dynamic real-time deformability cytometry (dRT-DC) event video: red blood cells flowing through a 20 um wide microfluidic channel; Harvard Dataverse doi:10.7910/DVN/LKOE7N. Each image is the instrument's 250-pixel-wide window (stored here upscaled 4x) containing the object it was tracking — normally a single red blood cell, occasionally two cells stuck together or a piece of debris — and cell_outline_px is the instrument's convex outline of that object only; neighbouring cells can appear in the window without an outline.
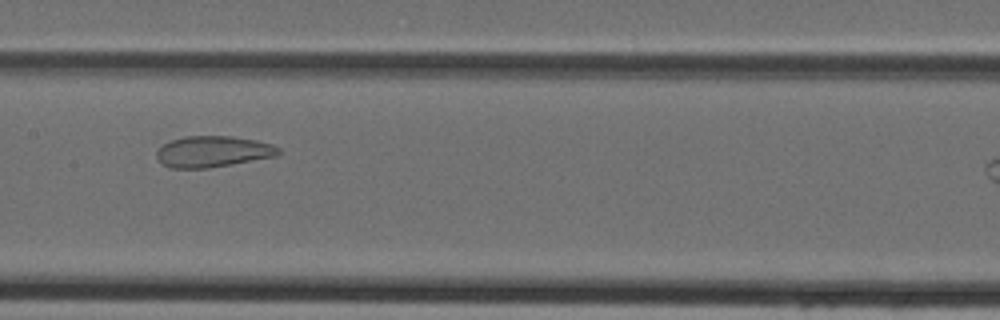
{"species": "Egyptian fruit bat (a non-hibernating species)", "species_latin": "Rousettus aegyptiacus", "temperature_condition": "cold", "stored_images_in_passage": 31, "camera_frame_rate_fps": 3000, "um_per_image_px": 0.085, "animal": {"sex": "female"}, "frame": {"image": 1, "passage_image": 16, "time_ms": 5.0, "image_size_px": [1000, 320], "cell_outline_px": [[280, 152], [276, 156], [232, 164], [208, 168], [168, 168], [156, 156], [156, 152], [164, 144], [172, 140], [184, 136], [232, 136], [256, 140], [272, 144], [280, 148]], "centroid_in_image_um": [18.11, 12.88], "position_along_channel_um": 189.3, "area_um2": 22.02}}
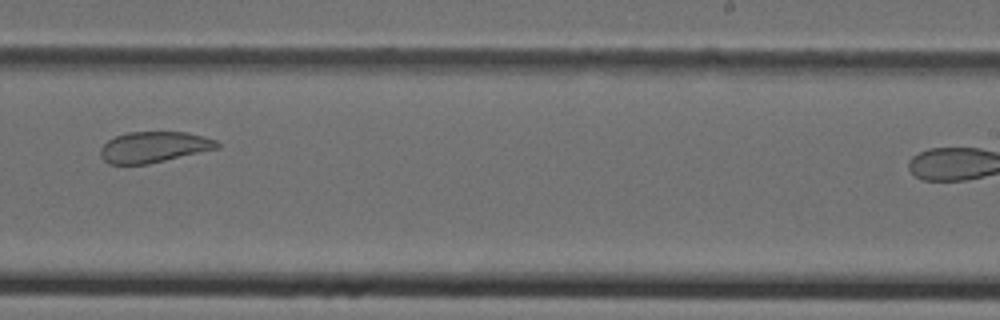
{"frame": {"image": 2, "passage_image": 22, "time_ms": 7.0, "image_size_px": [1000, 320], "cell_outline_px": [[220, 148], [148, 164], [108, 164], [100, 156], [100, 148], [108, 140], [116, 136], [128, 132], [188, 132], [204, 136], [216, 140], [220, 144]], "centroid_in_image_um": [13.09, 12.5], "position_along_channel_um": 275.9, "area_um2": 21.1}}
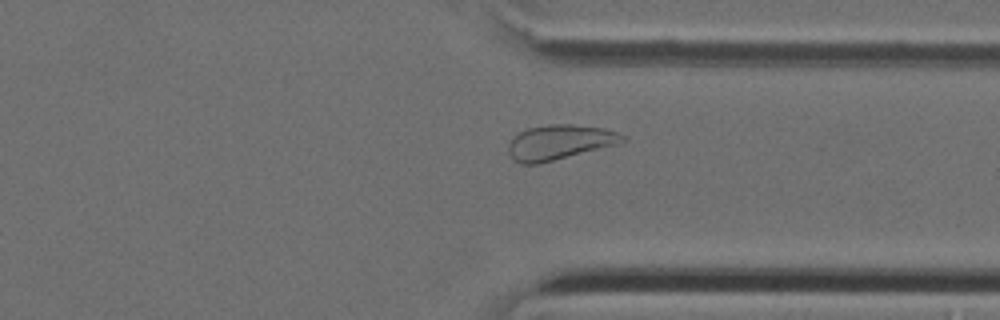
{"frame": {"image": 3, "passage_image": 28, "time_ms": 9.0, "image_size_px": [1000, 320], "cell_outline_px": [[628, 140], [616, 144], [540, 164], [520, 164], [508, 152], [508, 144], [512, 136], [528, 128], [552, 124], [572, 124], [604, 128], [616, 132], [624, 136]], "centroid_in_image_um": [47.53, 12.09], "position_along_channel_um": 363.9, "area_um2": 23.06}}